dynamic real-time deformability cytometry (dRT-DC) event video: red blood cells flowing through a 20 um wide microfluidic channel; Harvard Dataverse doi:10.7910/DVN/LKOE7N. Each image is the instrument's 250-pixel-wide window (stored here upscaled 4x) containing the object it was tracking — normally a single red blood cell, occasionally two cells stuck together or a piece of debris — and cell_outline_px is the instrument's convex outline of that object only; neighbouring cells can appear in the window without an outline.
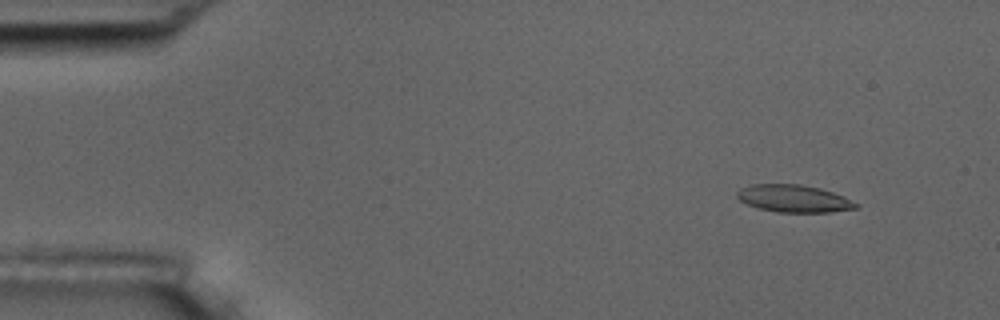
{"species": "common noctule bat (a hibernating species)", "species_latin": "Nyctalus noctula", "temperature_condition": "room temperature", "stored_images_in_passage": 6, "camera_frame_rate_fps": 3000, "um_per_image_px": 0.085, "animal": {"sex": "male", "body_mass_g": 17.5, "forearm_length_mm": 52.3}, "frame": {"image": 1, "passage_image": 2, "time_ms": 0.333, "image_size_px": [1000, 320], "cell_outline_px": [[860, 204], [856, 208], [832, 212], [776, 212], [756, 208], [740, 200], [736, 196], [736, 192], [740, 188], [752, 184], [800, 184], [820, 188], [844, 196]], "centroid_in_image_um": [67.47, 16.88], "position_along_channel_um": 17.5, "area_um2": 19.07}}
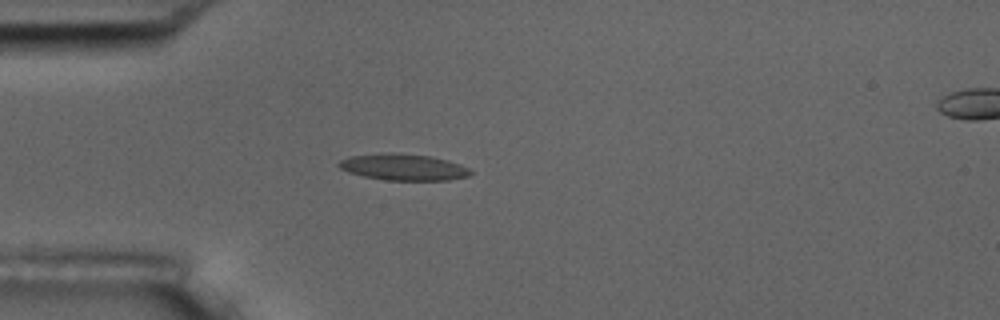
{"frame": {"image": 2, "passage_image": 5, "time_ms": 1.333, "image_size_px": [1000, 320], "cell_outline_px": [[472, 172], [468, 176], [448, 180], [384, 180], [364, 176], [348, 172], [340, 168], [336, 164], [340, 160], [348, 156], [380, 152], [392, 152], [432, 156], [448, 160], [460, 164], [468, 168]], "centroid_in_image_um": [34.25, 14.19], "position_along_channel_um": 50.8, "area_um2": 20.52}}